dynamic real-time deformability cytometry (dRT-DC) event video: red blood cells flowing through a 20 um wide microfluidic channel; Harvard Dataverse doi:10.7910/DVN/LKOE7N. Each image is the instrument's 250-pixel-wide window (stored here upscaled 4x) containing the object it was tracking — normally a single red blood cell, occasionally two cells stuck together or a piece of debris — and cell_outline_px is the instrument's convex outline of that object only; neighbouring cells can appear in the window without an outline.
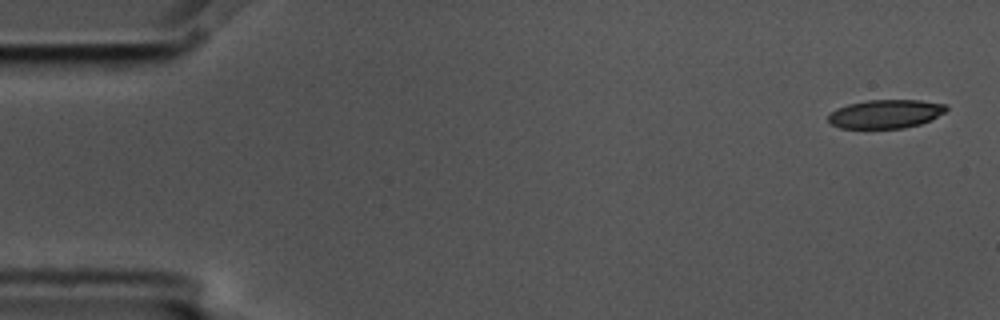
{"species": "common noctule bat (a hibernating species)", "species_latin": "Nyctalus noctula", "temperature_condition": "cold", "stored_images_in_passage": 5, "camera_frame_rate_fps": 3000, "um_per_image_px": 0.085, "animal": {"sex": "male", "body_mass_g": 17.5, "forearm_length_mm": 52.3}, "frame": {"image": 1, "passage_image": 1, "time_ms": 0.0, "image_size_px": [1000, 320], "cell_outline_px": [[948, 108], [944, 112], [920, 124], [904, 128], [840, 128], [832, 124], [828, 120], [828, 116], [836, 108], [848, 104], [868, 100], [920, 100], [944, 104]], "centroid_in_image_um": [75.24, 9.68], "position_along_channel_um": 9.8, "area_um2": 19.48}}
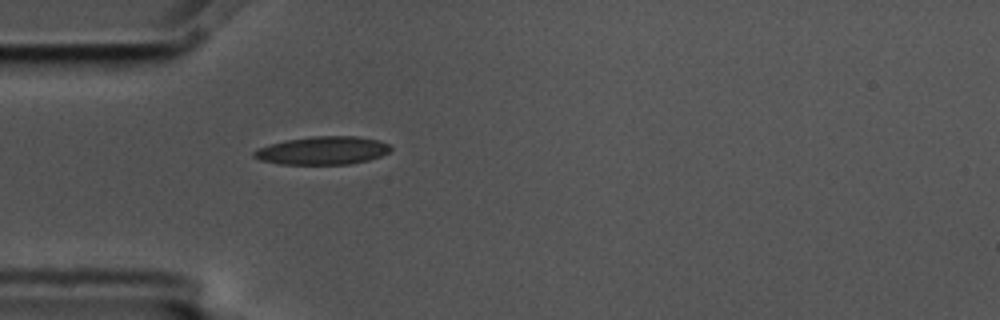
{"frame": {"image": 2, "passage_image": 5, "time_ms": 1.333, "image_size_px": [1000, 320], "cell_outline_px": [[392, 148], [388, 152], [380, 156], [368, 160], [348, 164], [280, 164], [260, 160], [252, 156], [252, 152], [256, 148], [268, 144], [284, 140], [312, 136], [360, 136], [380, 140], [388, 144]], "centroid_in_image_um": [27.39, 12.78], "position_along_channel_um": 57.6, "area_um2": 22.6}}